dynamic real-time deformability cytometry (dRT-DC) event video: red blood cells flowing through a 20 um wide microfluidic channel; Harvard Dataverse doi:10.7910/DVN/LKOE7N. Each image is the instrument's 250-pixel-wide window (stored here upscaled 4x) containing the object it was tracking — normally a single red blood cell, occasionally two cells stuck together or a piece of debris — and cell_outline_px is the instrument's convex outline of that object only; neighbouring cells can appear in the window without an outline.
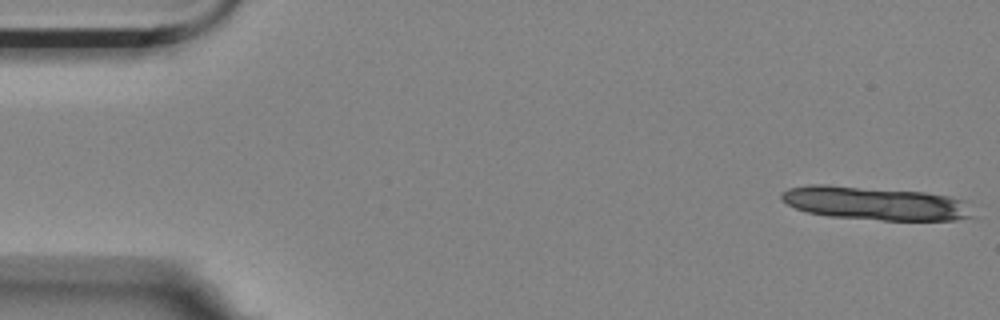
{"species": "Egyptian fruit bat (a non-hibernating species)", "species_latin": "Rousettus aegyptiacus", "temperature_condition": "room temperature", "stored_images_in_passage": 13, "camera_frame_rate_fps": 3000, "um_per_image_px": 0.085, "animal": {"sex": "female"}, "frame": {"image": 1, "passage_image": 1, "time_ms": 0.0, "image_size_px": [1000, 320], "cell_outline_px": [[972, 216], [956, 220], [880, 220], [828, 216], [808, 212], [796, 208], [780, 200], [780, 192], [788, 188], [808, 184], [824, 184], [924, 192], [948, 196], [964, 200]], "centroid_in_image_um": [74.3, 17.27], "position_along_channel_um": 10.7, "area_um2": 37.11}}